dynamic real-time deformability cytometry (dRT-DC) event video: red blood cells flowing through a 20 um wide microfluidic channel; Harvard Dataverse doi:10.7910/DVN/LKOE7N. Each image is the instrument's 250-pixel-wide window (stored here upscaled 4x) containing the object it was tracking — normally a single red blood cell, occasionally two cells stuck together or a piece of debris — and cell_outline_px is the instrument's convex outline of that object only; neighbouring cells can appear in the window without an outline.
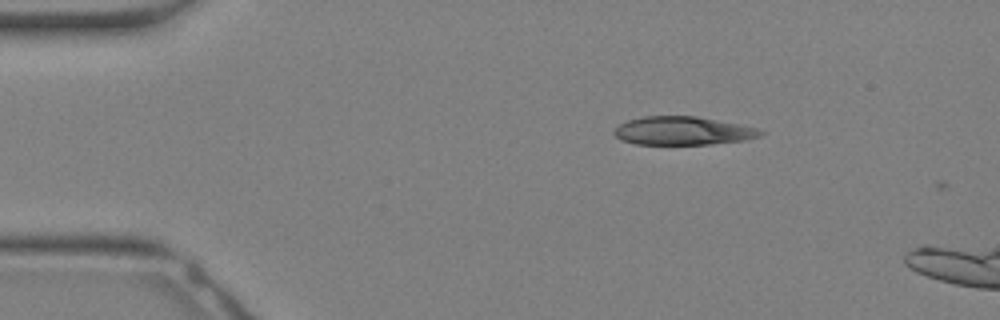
{"species": "Egyptian fruit bat (a non-hibernating species)", "species_latin": "Rousettus aegyptiacus", "temperature_condition": "warm", "stored_images_in_passage": 3, "camera_frame_rate_fps": 3000, "um_per_image_px": 0.085, "animal": {"sex": "female"}, "frame": {"image": 1, "passage_image": 1, "time_ms": 0.0, "image_size_px": [1000, 320], "cell_outline_px": [[764, 132], [760, 136], [744, 140], [712, 144], [636, 144], [620, 140], [612, 132], [620, 124], [628, 120], [644, 116], [696, 116], [756, 128]], "centroid_in_image_um": [57.99, 11.12], "position_along_channel_um": 27.0, "area_um2": 23.93}}